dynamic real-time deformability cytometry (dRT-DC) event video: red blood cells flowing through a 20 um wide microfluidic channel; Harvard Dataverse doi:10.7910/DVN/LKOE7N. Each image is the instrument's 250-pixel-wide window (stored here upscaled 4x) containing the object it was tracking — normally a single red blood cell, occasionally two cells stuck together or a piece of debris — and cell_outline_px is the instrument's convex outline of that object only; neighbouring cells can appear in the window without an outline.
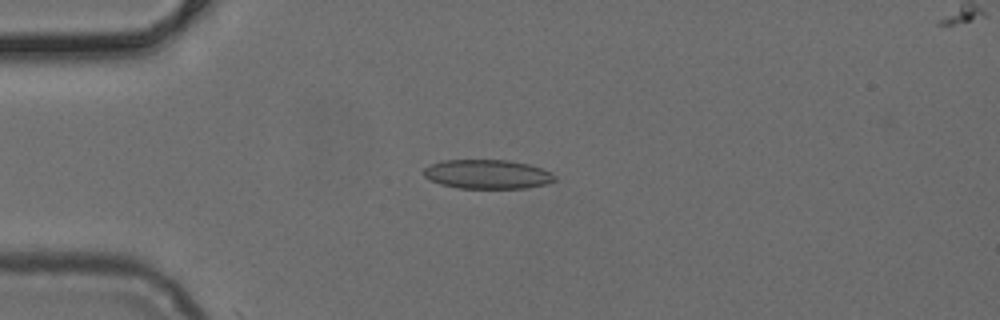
{"species": "common noctule bat (a hibernating species)", "species_latin": "Nyctalus noctula", "temperature_condition": "cold", "stored_images_in_passage": 50, "camera_frame_rate_fps": 3000, "um_per_image_px": 0.085, "animal": {"sex": "female", "body_mass_g": 24.6, "forearm_length_mm": 56.2}, "frame": {"image": 1, "passage_image": 13, "time_ms": 4.0, "image_size_px": [1000, 320], "cell_outline_px": [[556, 180], [548, 184], [528, 188], [460, 188], [440, 184], [424, 176], [424, 168], [440, 160], [508, 160], [528, 164], [552, 172], [556, 176]], "centroid_in_image_um": [41.47, 14.81], "position_along_channel_um": 43.5, "area_um2": 22.31}}
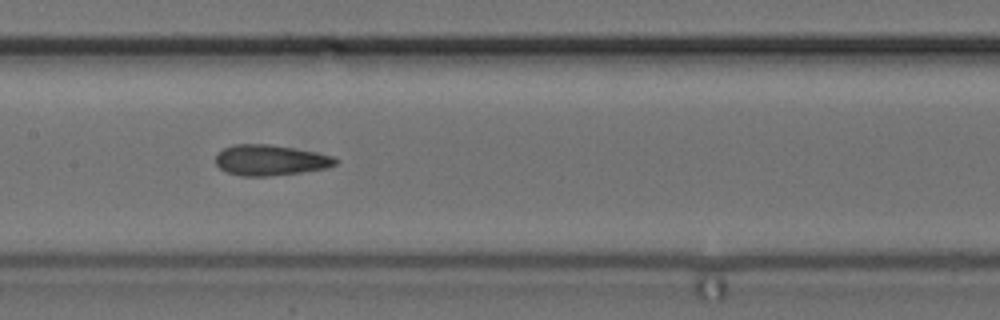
{"frame": {"image": 2, "passage_image": 25, "time_ms": 8.0, "image_size_px": [1000, 320], "cell_outline_px": [[340, 160], [336, 164], [328, 168], [300, 172], [268, 176], [240, 176], [228, 172], [220, 168], [216, 164], [216, 152], [232, 144], [272, 144], [316, 152], [332, 156]], "centroid_in_image_um": [22.97, 13.6], "position_along_channel_um": 184.4, "area_um2": 21.5}}
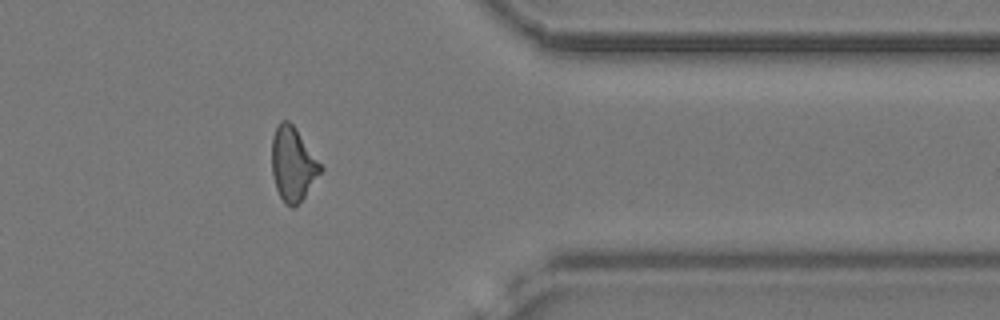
{"frame": {"image": 3, "passage_image": 41, "time_ms": 13.333, "image_size_px": [1000, 320], "cell_outline_px": [[324, 168], [296, 208], [292, 208], [284, 204], [276, 188], [272, 172], [272, 136], [280, 120], [288, 120], [296, 128]], "centroid_in_image_um": [24.89, 13.96], "position_along_channel_um": 386.5, "area_um2": 21.04}}